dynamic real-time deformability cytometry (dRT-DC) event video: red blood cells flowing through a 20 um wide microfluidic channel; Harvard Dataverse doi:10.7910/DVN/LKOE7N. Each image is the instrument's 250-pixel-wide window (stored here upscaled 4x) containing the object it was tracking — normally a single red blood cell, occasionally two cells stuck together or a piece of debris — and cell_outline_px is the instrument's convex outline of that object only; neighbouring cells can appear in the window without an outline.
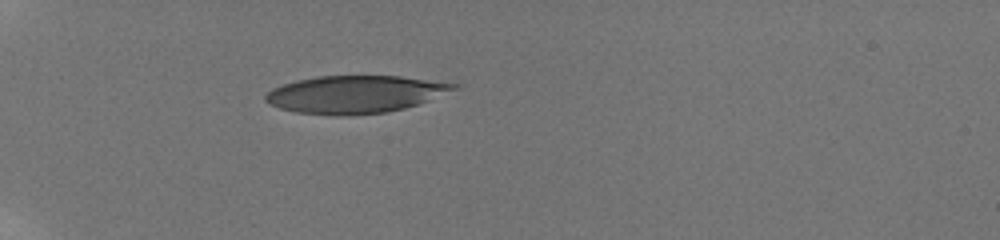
{"species": "human", "species_latin": "Homo sapiens", "temperature_condition": "room temperature", "stored_images_in_passage": 38, "camera_frame_rate_fps": 3000, "um_per_image_px": 0.085, "donor": {"sex": "male"}, "frame": {"image": 1, "passage_image": 1, "time_ms": 0.0, "image_size_px": [1000, 240], "cell_outline_px": [[460, 88], [428, 100], [404, 108], [388, 112], [340, 116], [336, 116], [296, 112], [280, 108], [264, 100], [264, 96], [272, 88], [296, 80], [316, 76], [400, 76], [460, 84]], "centroid_in_image_um": [30.19, 8.01], "position_along_channel_um": 54.8, "area_um2": 41.1}}
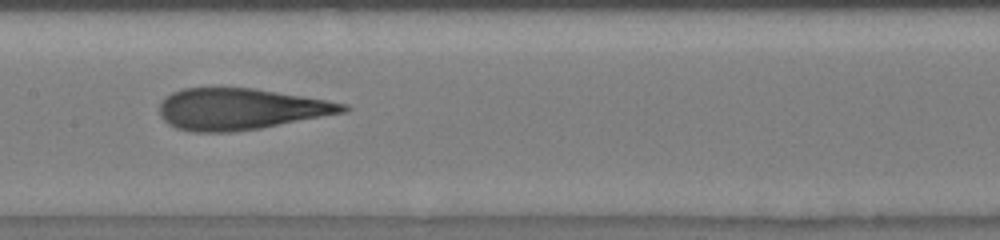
{"frame": {"image": 2, "passage_image": 14, "time_ms": 4.333, "image_size_px": [1000, 240], "cell_outline_px": [[352, 108], [344, 112], [260, 128], [232, 132], [196, 132], [176, 128], [168, 124], [160, 116], [160, 100], [164, 96], [172, 92], [184, 88], [256, 88], [348, 104]], "centroid_in_image_um": [20.4, 9.26], "position_along_channel_um": 187.0, "area_um2": 44.1}}
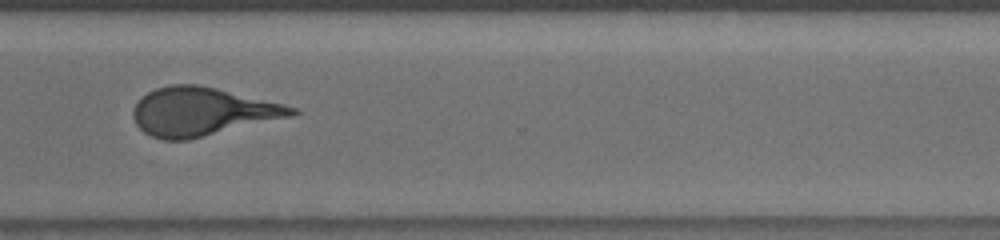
{"frame": {"image": 3, "passage_image": 27, "time_ms": 8.667, "image_size_px": [1000, 240], "cell_outline_px": [[300, 112], [296, 116], [188, 140], [164, 140], [152, 136], [144, 132], [136, 124], [132, 116], [132, 112], [136, 104], [148, 92], [156, 88], [172, 84], [196, 84], [216, 88], [284, 104], [300, 108]], "centroid_in_image_um": [17.24, 9.5], "position_along_channel_um": 353.4, "area_um2": 44.85}, "authors_computed_cell_mechanics": {"area_um2": 44.0147, "velocity_mm_per_s": 3.8489, "shape_relaxation_time_tau1_ms": 6.4636, "shape_relaxation_time_tau2_ms": 1.0708, "deformation_change_tau1": 0.2505, "deformation_change_tau2": 0.1058}}